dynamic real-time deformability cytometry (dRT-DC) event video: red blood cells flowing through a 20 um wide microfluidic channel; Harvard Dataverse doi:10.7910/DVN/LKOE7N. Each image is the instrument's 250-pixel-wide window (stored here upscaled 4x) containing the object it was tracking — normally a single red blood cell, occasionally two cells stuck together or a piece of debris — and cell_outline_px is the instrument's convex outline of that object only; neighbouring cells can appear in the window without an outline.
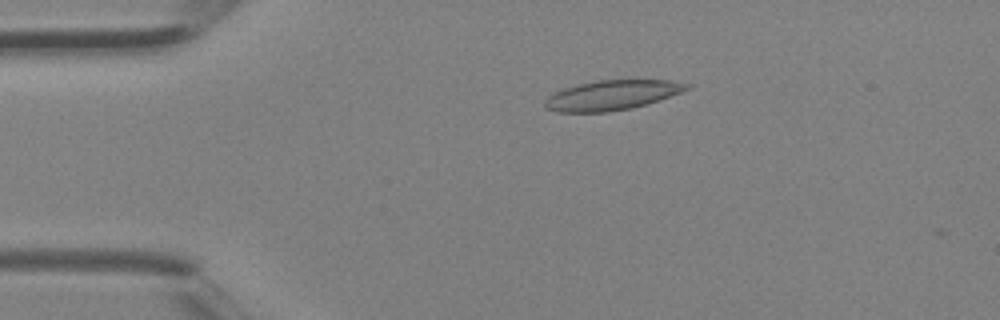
{"species": "Egyptian fruit bat (a non-hibernating species)", "species_latin": "Rousettus aegyptiacus", "temperature_condition": "room temperature", "stored_images_in_passage": 5, "camera_frame_rate_fps": 3000, "um_per_image_px": 0.085, "animal": {"sex": "female"}, "frame": {"image": 1, "passage_image": 2, "time_ms": 0.333, "image_size_px": [1000, 320], "cell_outline_px": [[692, 84], [688, 88], [680, 92], [632, 108], [604, 112], [556, 112], [544, 108], [544, 100], [548, 96], [564, 88], [596, 80], [668, 80]], "centroid_in_image_um": [51.95, 8.09], "position_along_channel_um": 33.1, "area_um2": 24.28}}